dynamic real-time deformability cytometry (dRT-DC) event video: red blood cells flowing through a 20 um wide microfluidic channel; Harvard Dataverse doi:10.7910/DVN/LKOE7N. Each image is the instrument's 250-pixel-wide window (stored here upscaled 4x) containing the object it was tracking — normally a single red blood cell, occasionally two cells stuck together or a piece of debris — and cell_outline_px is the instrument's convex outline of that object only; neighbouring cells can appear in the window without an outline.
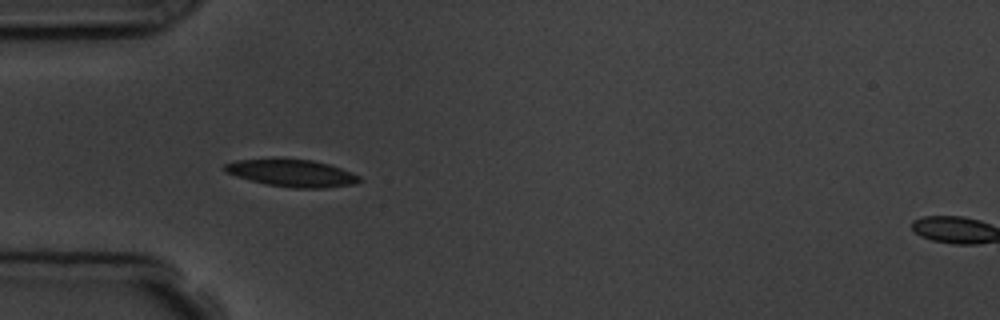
{"species": "common noctule bat (a hibernating species)", "species_latin": "Nyctalus noctula", "temperature_condition": "room temperature", "stored_images_in_passage": 6, "camera_frame_rate_fps": 3000, "um_per_image_px": 0.085, "animal": {"sex": "male", "body_mass_g": 19.5, "forearm_length_mm": 54.6}, "frame": {"image": 1, "passage_image": 5, "time_ms": 4.667, "image_size_px": [1000, 320], "cell_outline_px": [[364, 180], [352, 184], [324, 188], [292, 188], [268, 184], [236, 176], [224, 172], [224, 164], [236, 160], [312, 160], [328, 164], [340, 168], [360, 176]], "centroid_in_image_um": [24.84, 14.73], "position_along_channel_um": 60.2, "area_um2": 20.81}}